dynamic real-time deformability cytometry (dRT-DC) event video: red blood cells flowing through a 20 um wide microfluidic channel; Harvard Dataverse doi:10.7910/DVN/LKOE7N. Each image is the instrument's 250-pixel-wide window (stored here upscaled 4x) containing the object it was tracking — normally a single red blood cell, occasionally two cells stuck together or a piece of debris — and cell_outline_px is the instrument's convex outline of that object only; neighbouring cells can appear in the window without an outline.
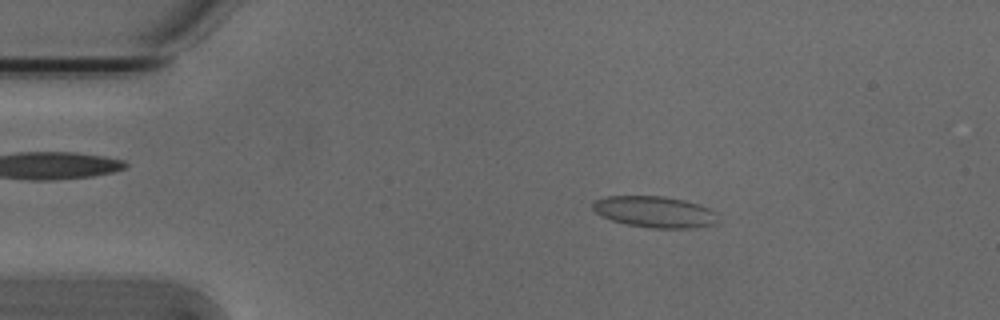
{"species": "Egyptian fruit bat (a non-hibernating species)", "species_latin": "Rousettus aegyptiacus", "temperature_condition": "cold", "stored_images_in_passage": 53, "camera_frame_rate_fps": 3000, "um_per_image_px": 0.085, "animal": {"sex": "male"}, "frame": {"image": 1, "passage_image": 9, "time_ms": 2.667, "image_size_px": [1000, 320], "cell_outline_px": [[716, 224], [692, 228], [652, 228], [628, 224], [612, 220], [596, 212], [592, 208], [592, 204], [596, 200], [608, 196], [664, 196], [684, 200], [708, 208], [716, 212]], "centroid_in_image_um": [55.66, 18.01], "position_along_channel_um": 29.3, "area_um2": 22.54}}
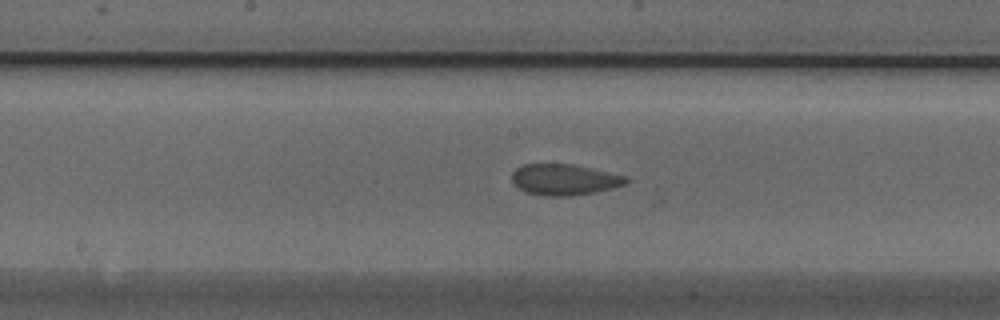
{"frame": {"image": 2, "passage_image": 27, "time_ms": 8.667, "image_size_px": [1000, 320], "cell_outline_px": [[628, 180], [624, 184], [612, 188], [596, 192], [572, 196], [548, 196], [524, 192], [512, 180], [512, 172], [516, 168], [524, 164], [572, 164], [592, 168], [624, 176]], "centroid_in_image_um": [47.94, 15.27], "position_along_channel_um": 200.3, "area_um2": 20.46}}
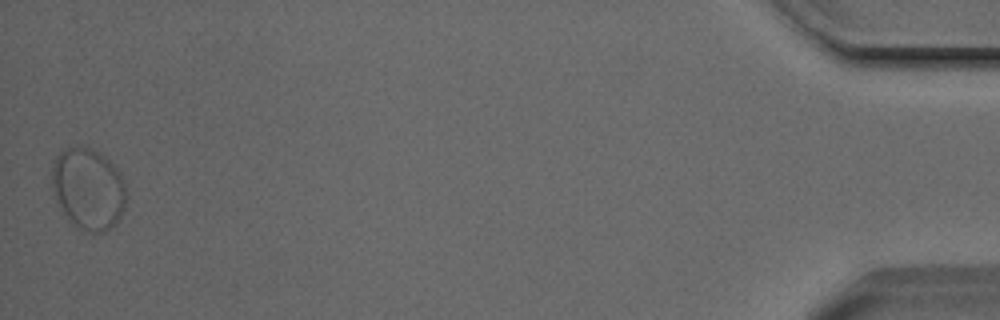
{"frame": {"image": 3, "passage_image": 53, "time_ms": 17.333, "image_size_px": [1000, 320], "cell_outline_px": [[128, 196], [124, 208], [120, 216], [112, 228], [104, 232], [88, 232], [72, 224], [52, 196], [52, 172], [56, 156], [60, 152], [68, 148], [84, 144], [100, 152], [120, 172]], "centroid_in_image_um": [7.5, 16.04], "position_along_channel_um": 427.7, "area_um2": 35.72}}